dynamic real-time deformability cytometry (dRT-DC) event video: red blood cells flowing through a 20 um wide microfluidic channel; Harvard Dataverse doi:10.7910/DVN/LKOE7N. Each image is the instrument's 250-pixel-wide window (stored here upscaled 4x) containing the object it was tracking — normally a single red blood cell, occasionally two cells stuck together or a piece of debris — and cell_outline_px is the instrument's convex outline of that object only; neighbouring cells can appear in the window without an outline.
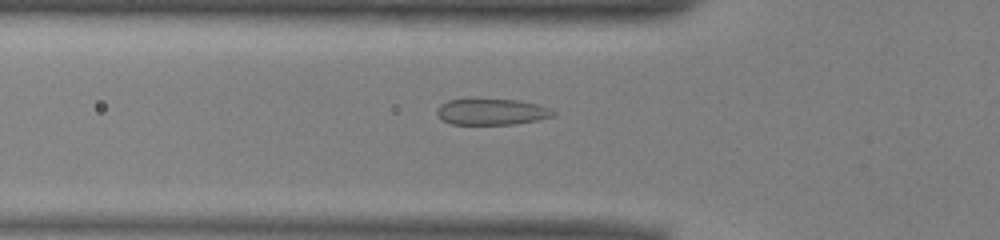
{"species": "common noctule bat (a hibernating species)", "species_latin": "Nyctalus noctula", "temperature_condition": "warm", "stored_images_in_passage": 42, "camera_frame_rate_fps": 3000, "um_per_image_px": 0.085, "animal": {"sex": "male", "body_mass_g": 13.0, "forearm_length_mm": 53.1}, "frame": {"image": 1, "passage_image": 8, "time_ms": 2.333, "image_size_px": [1000, 240], "cell_outline_px": [[556, 116], [536, 120], [512, 124], [452, 124], [444, 120], [436, 112], [436, 108], [440, 104], [448, 100], [520, 100], [552, 108], [556, 112]], "centroid_in_image_um": [41.84, 9.51], "position_along_channel_um": 84.0, "area_um2": 17.51}}
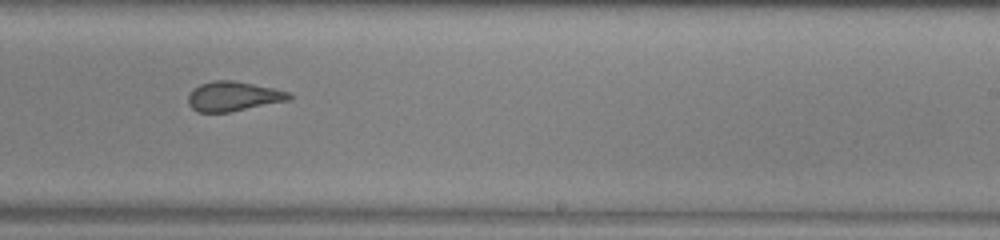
{"frame": {"image": 2, "passage_image": 22, "time_ms": 7.0, "image_size_px": [1000, 240], "cell_outline_px": [[292, 100], [228, 112], [196, 112], [188, 104], [188, 92], [192, 88], [200, 84], [212, 80], [232, 80], [272, 88], [288, 92], [292, 96]], "centroid_in_image_um": [19.79, 8.19], "position_along_channel_um": 269.2, "area_um2": 17.51}}
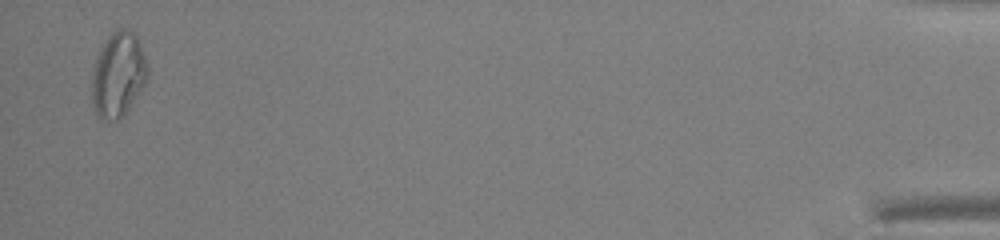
{"frame": {"image": 3, "passage_image": 41, "time_ms": 13.333, "image_size_px": [1000, 240], "cell_outline_px": [[148, 80], [124, 116], [116, 120], [100, 120], [92, 104], [92, 72], [100, 48], [104, 40], [116, 28], [128, 28], [136, 36], [140, 44], [148, 68]], "centroid_in_image_um": [10.04, 6.35], "position_along_channel_um": 425.2, "area_um2": 27.8}, "authors_computed_cell_mechanics": {"area_um2": 18.6983, "velocity_mm_per_s": 3.9664, "shape_relaxation_time_tau1_ms": null, "shape_relaxation_time_tau2_ms": 1.0922, "deformation_change_tau1": null, "deformation_change_tau2": 0.0821}}